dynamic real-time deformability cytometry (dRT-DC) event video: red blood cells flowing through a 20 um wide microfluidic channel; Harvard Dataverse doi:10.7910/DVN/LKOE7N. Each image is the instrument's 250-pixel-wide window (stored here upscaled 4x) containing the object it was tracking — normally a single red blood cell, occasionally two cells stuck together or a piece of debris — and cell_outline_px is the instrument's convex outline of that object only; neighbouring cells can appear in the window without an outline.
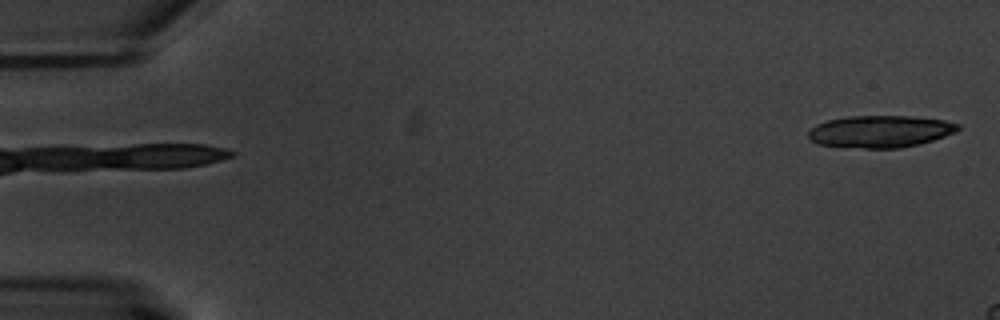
{"species": "common noctule bat (a hibernating species)", "species_latin": "Nyctalus noctula", "temperature_condition": "warm", "stored_images_in_passage": 3, "camera_frame_rate_fps": 3000, "um_per_image_px": 0.085, "animal": {"sex": "male", "body_mass_g": 20.1, "forearm_length_mm": 53.5}, "frame": {"image": 1, "passage_image": 3, "time_ms": 3.333, "image_size_px": [1000, 320], "cell_outline_px": [[960, 128], [956, 132], [932, 140], [900, 148], [864, 148], [816, 144], [808, 136], [808, 132], [816, 124], [828, 120], [848, 116], [908, 116], [944, 120], [960, 124]], "centroid_in_image_um": [74.81, 11.17], "position_along_channel_um": 10.2, "area_um2": 27.74}}